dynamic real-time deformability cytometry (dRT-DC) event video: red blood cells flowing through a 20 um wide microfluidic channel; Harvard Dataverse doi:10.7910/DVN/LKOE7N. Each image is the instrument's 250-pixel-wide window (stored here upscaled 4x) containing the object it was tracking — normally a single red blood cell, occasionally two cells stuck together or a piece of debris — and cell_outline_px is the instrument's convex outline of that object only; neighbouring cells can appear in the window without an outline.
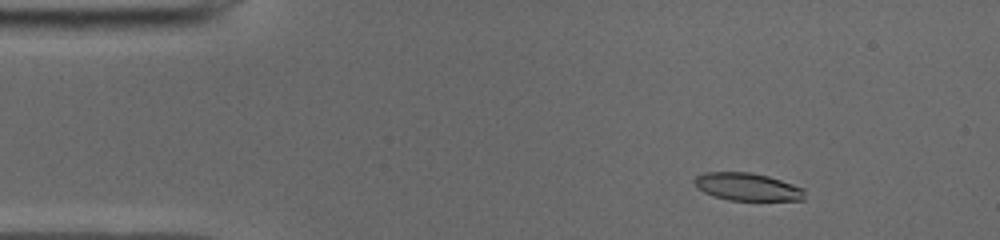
{"species": "common noctule bat (a hibernating species)", "species_latin": "Nyctalus noctula", "temperature_condition": "cold", "stored_images_in_passage": 50, "camera_frame_rate_fps": 3000, "um_per_image_px": 0.085, "animal": {"sex": "male", "body_mass_g": 19.0, "forearm_length_mm": 50.8}, "frame": {"image": 1, "passage_image": 6, "time_ms": 1.667, "image_size_px": [1000, 240], "cell_outline_px": [[804, 200], [728, 200], [712, 196], [704, 192], [692, 180], [696, 176], [704, 172], [748, 172], [768, 176], [804, 188]], "centroid_in_image_um": [63.51, 15.88], "position_along_channel_um": 21.5, "area_um2": 17.69}}
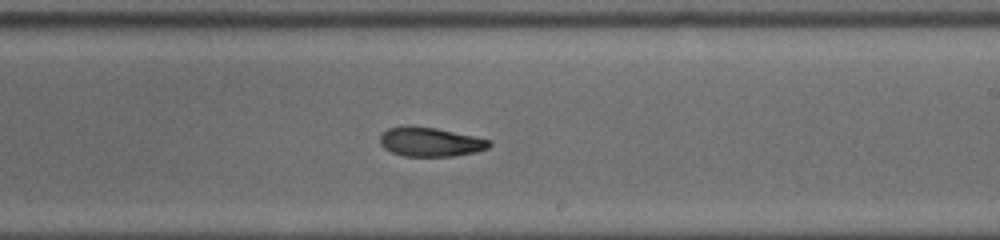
{"frame": {"image": 2, "passage_image": 29, "time_ms": 9.333, "image_size_px": [1000, 240], "cell_outline_px": [[492, 144], [488, 148], [476, 152], [452, 156], [404, 156], [392, 152], [384, 148], [380, 144], [380, 136], [388, 128], [404, 124], [412, 124], [436, 128], [492, 140]], "centroid_in_image_um": [36.56, 12.04], "position_along_channel_um": 252.4, "area_um2": 18.84}}
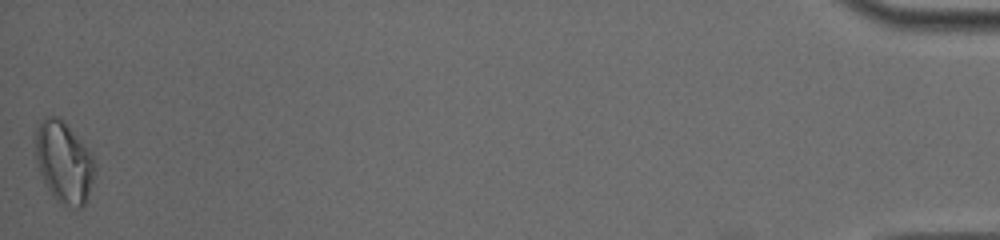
{"frame": {"image": 3, "passage_image": 50, "time_ms": 16.333, "image_size_px": [1000, 240], "cell_outline_px": [[96, 172], [84, 208], [76, 208], [60, 204], [52, 196], [40, 172], [36, 160], [36, 132], [44, 116], [60, 116], [64, 120], [92, 152], [96, 160]], "centroid_in_image_um": [5.49, 13.79], "position_along_channel_um": 429.7, "area_um2": 28.61}, "authors_computed_cell_mechanics": {"area_um2": 19.1318, "velocity_mm_per_s": 3.9456, "shape_relaxation_time_tau1_ms": null, "shape_relaxation_time_tau2_ms": 5.3651, "deformation_change_tau1": null, "deformation_change_tau2": 0.1348}}